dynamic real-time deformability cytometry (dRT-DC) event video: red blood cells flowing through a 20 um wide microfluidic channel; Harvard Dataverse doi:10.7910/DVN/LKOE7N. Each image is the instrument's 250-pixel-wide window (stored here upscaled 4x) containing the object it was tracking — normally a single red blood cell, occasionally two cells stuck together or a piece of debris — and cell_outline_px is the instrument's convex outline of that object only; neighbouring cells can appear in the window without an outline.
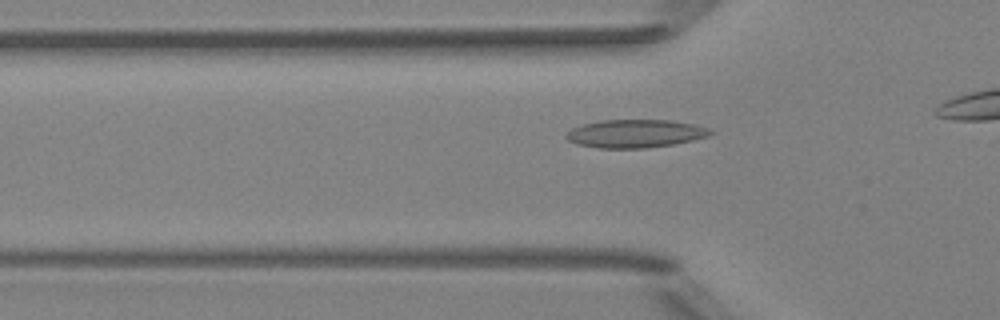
{"species": "Egyptian fruit bat (a non-hibernating species)", "species_latin": "Rousettus aegyptiacus", "temperature_condition": "room temperature", "stored_images_in_passage": 31, "camera_frame_rate_fps": 3000, "um_per_image_px": 0.085, "animal": {"sex": "female"}, "frame": {"image": 1, "passage_image": 6, "time_ms": 1.667, "image_size_px": [1000, 320], "cell_outline_px": [[716, 132], [708, 136], [692, 140], [672, 144], [644, 148], [600, 148], [576, 144], [568, 140], [564, 136], [572, 128], [584, 124], [600, 120], [668, 120], [696, 124], [708, 128]], "centroid_in_image_um": [54.01, 11.35], "position_along_channel_um": 71.8, "area_um2": 23.58}}
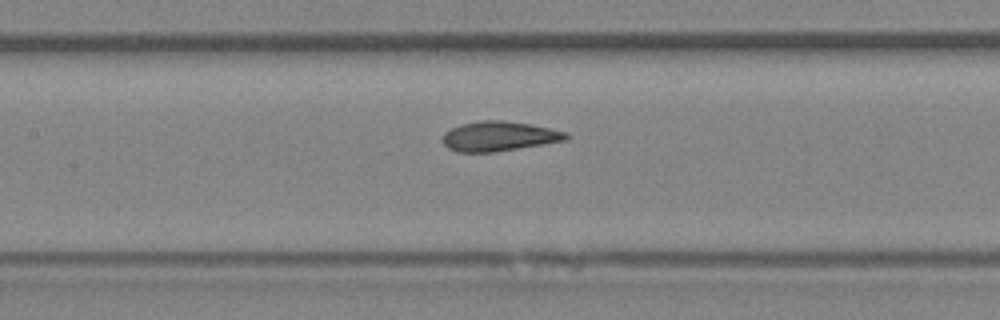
{"frame": {"image": 2, "passage_image": 13, "time_ms": 4.0, "image_size_px": [1000, 320], "cell_outline_px": [[572, 136], [568, 140], [496, 152], [456, 152], [448, 148], [444, 144], [444, 132], [460, 124], [480, 120], [504, 120], [528, 124], [568, 132]], "centroid_in_image_um": [42.45, 11.58], "position_along_channel_um": 164.9, "area_um2": 21.5}}
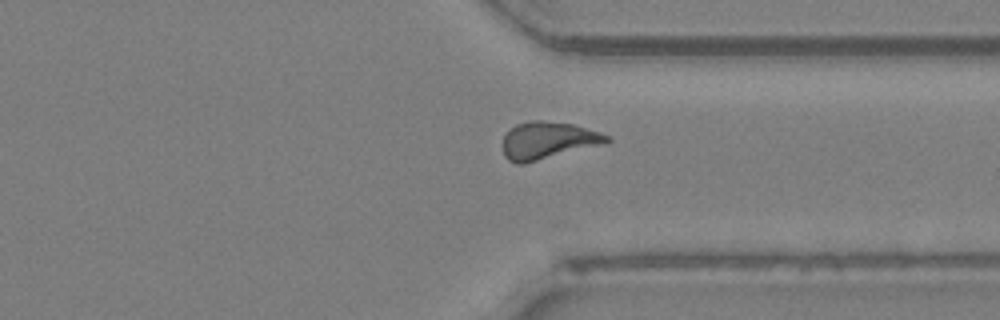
{"frame": {"image": 3, "passage_image": 28, "time_ms": 9.0, "image_size_px": [1000, 320], "cell_outline_px": [[612, 140], [600, 144], [524, 164], [516, 164], [508, 160], [504, 156], [504, 136], [508, 128], [516, 124], [532, 120], [544, 120], [572, 124], [600, 132], [608, 136]], "centroid_in_image_um": [46.51, 11.92], "position_along_channel_um": 364.9, "area_um2": 22.37}}